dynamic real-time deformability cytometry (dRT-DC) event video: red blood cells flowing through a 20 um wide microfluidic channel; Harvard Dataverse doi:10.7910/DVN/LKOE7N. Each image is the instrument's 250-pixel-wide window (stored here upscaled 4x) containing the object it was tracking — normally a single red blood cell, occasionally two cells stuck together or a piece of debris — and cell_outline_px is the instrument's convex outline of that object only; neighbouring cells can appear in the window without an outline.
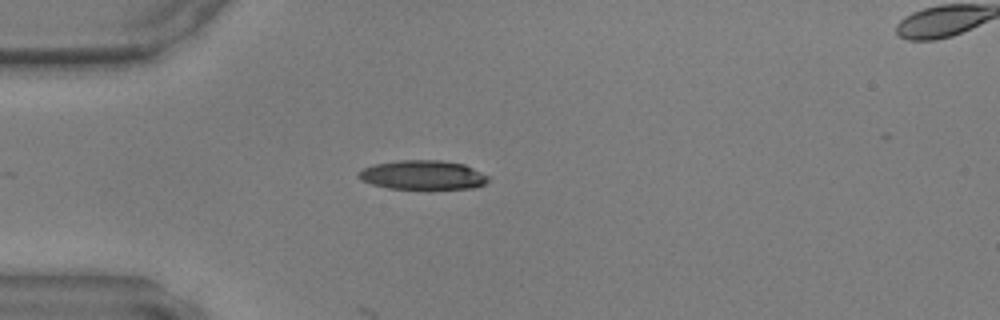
{"species": "common noctule bat (a hibernating species)", "species_latin": "Nyctalus noctula", "temperature_condition": "warm", "stored_images_in_passage": 41, "camera_frame_rate_fps": 3000, "um_per_image_px": 0.085, "animal": {"sex": "male", "body_mass_g": 17.9, "forearm_length_mm": 54.2}, "frame": {"image": 1, "passage_image": 12, "time_ms": 3.667, "image_size_px": [1000, 320], "cell_outline_px": [[488, 180], [484, 184], [472, 188], [428, 192], [388, 188], [372, 184], [360, 180], [356, 176], [356, 172], [372, 164], [400, 160], [440, 160], [464, 164], [488, 176]], "centroid_in_image_um": [35.9, 14.92], "position_along_channel_um": 49.1, "area_um2": 23.12}}